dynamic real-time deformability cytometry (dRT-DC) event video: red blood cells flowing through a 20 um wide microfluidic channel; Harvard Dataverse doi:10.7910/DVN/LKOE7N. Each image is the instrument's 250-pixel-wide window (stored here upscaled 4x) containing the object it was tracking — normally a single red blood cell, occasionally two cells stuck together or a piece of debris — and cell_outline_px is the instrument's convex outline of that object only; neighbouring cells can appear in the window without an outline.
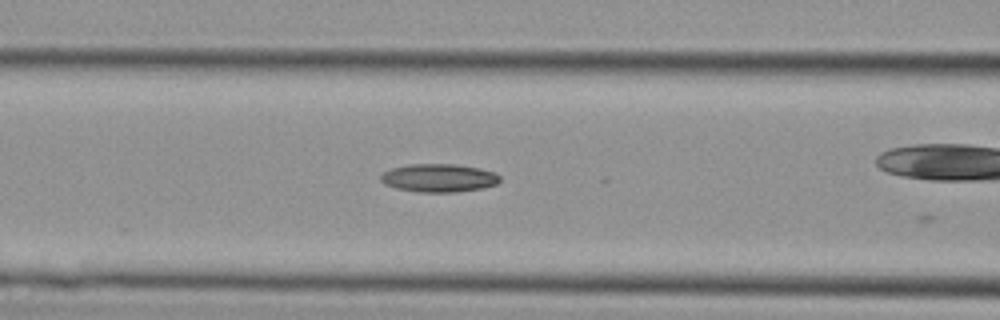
{"species": "Egyptian fruit bat (a non-hibernating species)", "species_latin": "Rousettus aegyptiacus", "temperature_condition": "cold", "stored_images_in_passage": 5, "camera_frame_rate_fps": 3000, "um_per_image_px": 0.085, "animal": {"sex": "female"}, "frame": {"image": 1, "passage_image": 4, "time_ms": 1.0, "image_size_px": [1000, 320], "cell_outline_px": [[500, 180], [496, 184], [484, 188], [456, 192], [420, 192], [396, 188], [384, 184], [380, 180], [380, 176], [384, 172], [392, 168], [408, 164], [452, 164], [480, 168], [496, 172], [500, 176]], "centroid_in_image_um": [37.31, 15.12], "position_along_channel_um": 129.3, "area_um2": 19.65}}